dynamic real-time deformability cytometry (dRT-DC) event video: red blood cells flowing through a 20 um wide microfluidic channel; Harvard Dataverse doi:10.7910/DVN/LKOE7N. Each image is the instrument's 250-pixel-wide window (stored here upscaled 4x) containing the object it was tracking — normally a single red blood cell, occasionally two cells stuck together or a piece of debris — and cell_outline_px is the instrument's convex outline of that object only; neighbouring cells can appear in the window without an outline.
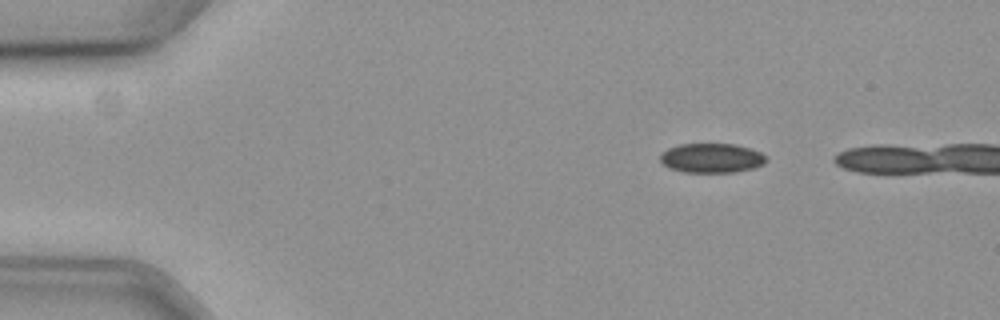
{"species": "common noctule bat (a hibernating species)", "species_latin": "Nyctalus noctula", "temperature_condition": "cold", "stored_images_in_passage": 5, "camera_frame_rate_fps": 3000, "um_per_image_px": 0.085, "animal": {"sex": "female", "body_mass_g": 19.3, "forearm_length_mm": 54.1}, "frame": {"image": 1, "passage_image": 1, "time_ms": 0.0, "image_size_px": [1000, 320], "cell_outline_px": [[764, 164], [752, 168], [736, 172], [684, 172], [668, 168], [660, 160], [660, 156], [668, 148], [680, 144], [736, 144], [760, 152], [764, 156]], "centroid_in_image_um": [60.46, 13.44], "position_along_channel_um": 24.5, "area_um2": 17.98}}